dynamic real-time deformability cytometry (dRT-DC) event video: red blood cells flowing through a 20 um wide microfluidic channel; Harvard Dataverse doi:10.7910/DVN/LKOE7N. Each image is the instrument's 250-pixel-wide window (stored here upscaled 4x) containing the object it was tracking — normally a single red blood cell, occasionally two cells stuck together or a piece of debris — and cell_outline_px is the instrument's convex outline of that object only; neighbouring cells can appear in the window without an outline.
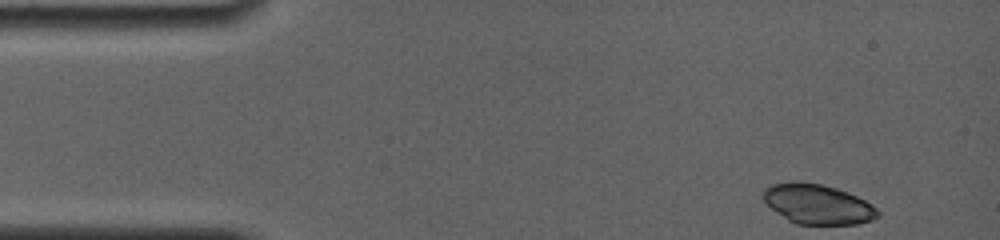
{"species": "common noctule bat (a hibernating species)", "species_latin": "Nyctalus noctula", "temperature_condition": "room temperature", "stored_images_in_passage": 11, "camera_frame_rate_fps": 4000, "um_per_image_px": 0.085, "animal": {"sex": "female", "body_mass_g": 19.0, "forearm_length_mm": 56.7}, "frame": {"image": 1, "passage_image": 1, "time_ms": 0.0, "image_size_px": [1000, 240], "cell_outline_px": [[880, 216], [872, 220], [856, 224], [796, 224], [788, 220], [776, 212], [760, 196], [764, 188], [768, 184], [820, 184], [836, 188], [848, 192], [872, 204], [880, 212]], "centroid_in_image_um": [69.52, 17.39], "position_along_channel_um": 15.5, "area_um2": 26.13}}
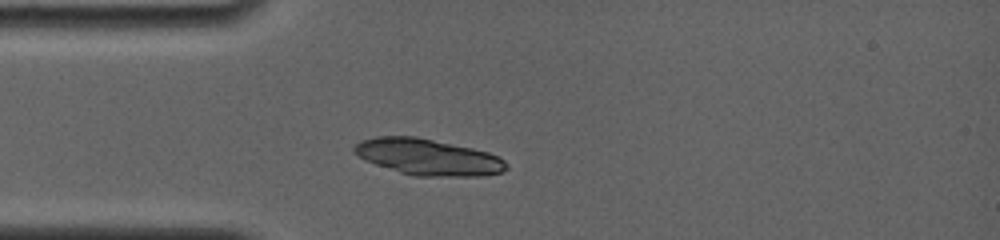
{"frame": {"image": 2, "passage_image": 10, "time_ms": 3.0, "image_size_px": [1000, 240], "cell_outline_px": [[508, 168], [500, 172], [484, 176], [412, 176], [364, 160], [352, 152], [352, 148], [360, 140], [376, 136], [416, 136], [472, 148], [488, 152], [504, 160], [508, 164]], "centroid_in_image_um": [36.35, 13.34], "position_along_channel_um": 48.7, "area_um2": 32.19}}